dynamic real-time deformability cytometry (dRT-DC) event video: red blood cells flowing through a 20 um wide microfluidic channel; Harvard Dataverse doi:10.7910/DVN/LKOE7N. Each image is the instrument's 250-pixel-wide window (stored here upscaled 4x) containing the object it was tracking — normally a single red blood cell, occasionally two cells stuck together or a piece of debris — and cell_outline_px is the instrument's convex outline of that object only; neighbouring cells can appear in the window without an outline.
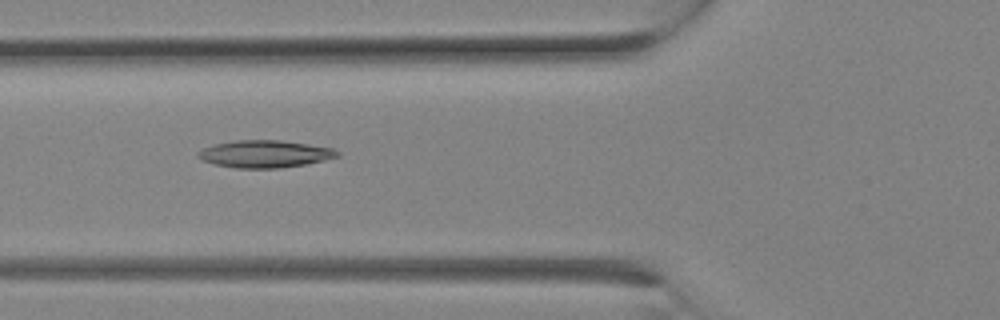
{"species": "Egyptian fruit bat (a non-hibernating species)", "species_latin": "Rousettus aegyptiacus", "temperature_condition": "room temperature", "stored_images_in_passage": 24, "camera_frame_rate_fps": 3000, "um_per_image_px": 0.085, "animal": {"sex": "female"}, "frame": {"image": 1, "passage_image": 9, "time_ms": 2.667, "image_size_px": [1000, 320], "cell_outline_px": [[340, 156], [324, 160], [304, 164], [280, 168], [236, 168], [212, 164], [200, 160], [196, 156], [196, 152], [204, 148], [216, 144], [236, 140], [280, 140], [308, 144], [332, 148], [340, 152]], "centroid_in_image_um": [22.47, 13.09], "position_along_channel_um": 103.3, "area_um2": 22.2}}
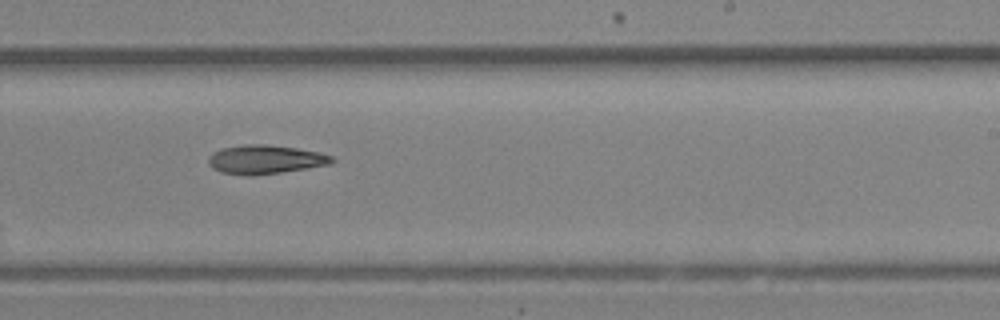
{"frame": {"image": 2, "passage_image": 15, "time_ms": 4.667, "image_size_px": [1000, 320], "cell_outline_px": [[336, 160], [332, 164], [280, 172], [252, 176], [248, 176], [220, 172], [212, 168], [208, 164], [208, 156], [212, 152], [220, 148], [248, 144], [264, 144], [296, 148], [320, 152], [332, 156]], "centroid_in_image_um": [22.52, 13.55], "position_along_channel_um": 266.5, "area_um2": 20.92}}
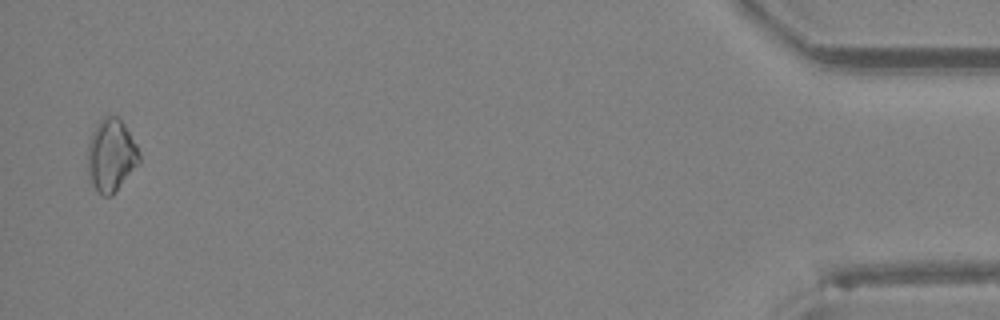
{"frame": {"image": 3, "passage_image": 24, "time_ms": 7.667, "image_size_px": [1000, 320], "cell_outline_px": [[140, 164], [112, 196], [104, 196], [92, 184], [88, 176], [88, 144], [92, 132], [96, 124], [104, 116], [120, 116], [136, 144], [140, 152]], "centroid_in_image_um": [9.47, 13.19], "position_along_channel_um": 425.7, "area_um2": 22.08}}